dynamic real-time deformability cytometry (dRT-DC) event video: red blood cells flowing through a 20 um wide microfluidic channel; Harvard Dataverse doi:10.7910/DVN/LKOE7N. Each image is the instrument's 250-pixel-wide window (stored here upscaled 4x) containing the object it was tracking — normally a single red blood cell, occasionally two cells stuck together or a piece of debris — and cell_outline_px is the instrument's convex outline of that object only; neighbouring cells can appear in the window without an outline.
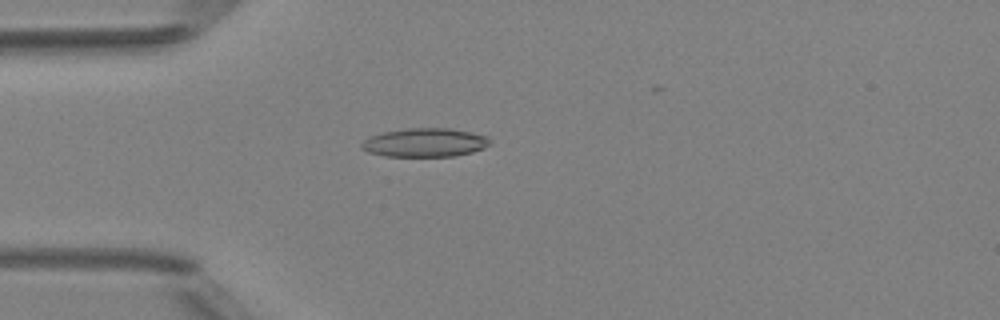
{"species": "Egyptian fruit bat (a non-hibernating species)", "species_latin": "Rousettus aegyptiacus", "temperature_condition": "room temperature", "stored_images_in_passage": 2, "camera_frame_rate_fps": 3000, "um_per_image_px": 0.085, "animal": {"sex": "female"}, "frame": {"image": 1, "passage_image": 1, "time_ms": 0.0, "image_size_px": [1000, 320], "cell_outline_px": [[488, 144], [484, 148], [472, 152], [456, 156], [384, 156], [368, 152], [360, 148], [360, 144], [368, 136], [384, 132], [408, 128], [452, 128], [488, 136]], "centroid_in_image_um": [36.08, 12.11], "position_along_channel_um": 48.9, "area_um2": 21.5}}